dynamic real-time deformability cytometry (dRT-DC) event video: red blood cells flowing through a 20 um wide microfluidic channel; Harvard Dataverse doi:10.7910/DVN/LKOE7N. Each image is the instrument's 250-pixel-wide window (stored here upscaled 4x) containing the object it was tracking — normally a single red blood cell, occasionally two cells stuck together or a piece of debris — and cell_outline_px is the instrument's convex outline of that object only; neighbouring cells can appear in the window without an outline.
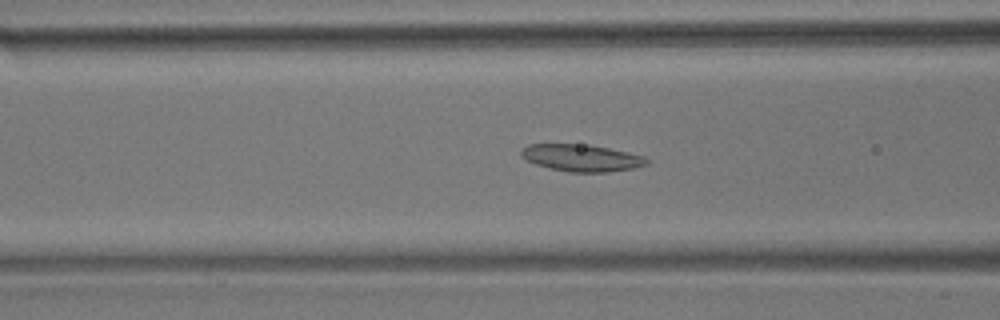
{"species": "common noctule bat (a hibernating species)", "species_latin": "Nyctalus noctula", "temperature_condition": "room temperature", "stored_images_in_passage": 50, "camera_frame_rate_fps": 3000, "um_per_image_px": 0.085, "animal": {"sex": "male", "body_mass_g": 17.9}, "frame": {"image": 1, "passage_image": 16, "time_ms": 5.0, "image_size_px": [1000, 320], "cell_outline_px": [[652, 160], [648, 164], [632, 168], [608, 172], [568, 172], [536, 164], [520, 156], [520, 152], [528, 144], [588, 144], [628, 152], [644, 156]], "centroid_in_image_um": [49.47, 13.41], "position_along_channel_um": 117.1, "area_um2": 19.71}}
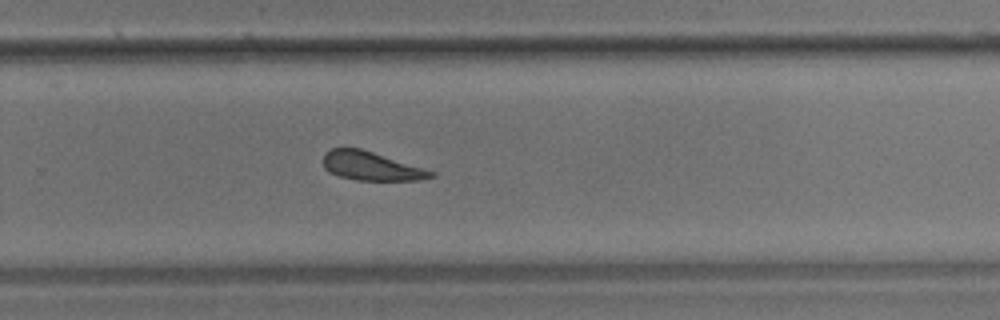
{"frame": {"image": 2, "passage_image": 31, "time_ms": 10.0, "image_size_px": [1000, 320], "cell_outline_px": [[436, 176], [420, 180], [356, 180], [340, 176], [328, 172], [324, 168], [324, 156], [332, 148], [360, 148], [436, 172]], "centroid_in_image_um": [31.57, 14.13], "position_along_channel_um": 298.2, "area_um2": 17.8}}
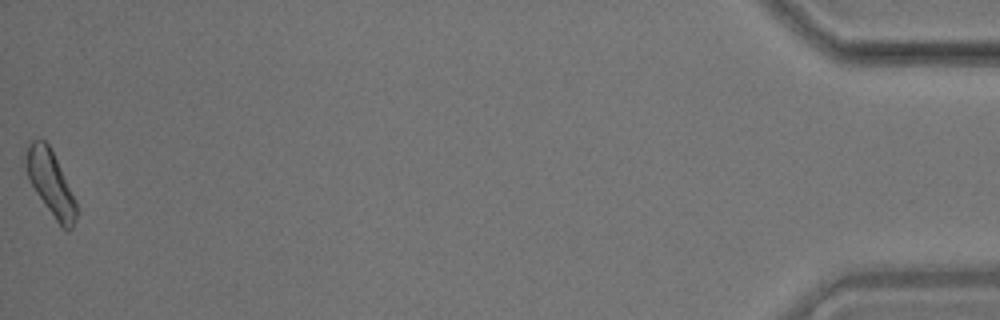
{"frame": {"image": 3, "passage_image": 50, "time_ms": 16.333, "image_size_px": [1000, 320], "cell_outline_px": [[76, 216], [72, 228], [68, 232], [60, 228], [36, 192], [20, 160], [28, 144], [32, 140], [44, 140], [48, 144], [76, 200]], "centroid_in_image_um": [4.25, 15.57], "position_along_channel_um": 431.0, "area_um2": 19.19}, "authors_computed_cell_mechanics": {"area_um2": 19.1896, "velocity_mm_per_s": 3.6248, "shape_relaxation_time_tau1_ms": null, "shape_relaxation_time_tau2_ms": 5.295, "deformation_change_tau1": null, "deformation_change_tau2": 0.1624}}